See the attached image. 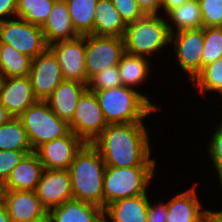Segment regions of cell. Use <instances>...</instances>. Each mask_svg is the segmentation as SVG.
<instances>
[{
    "instance_id": "cell-19",
    "label": "cell",
    "mask_w": 222,
    "mask_h": 222,
    "mask_svg": "<svg viewBox=\"0 0 222 222\" xmlns=\"http://www.w3.org/2000/svg\"><path fill=\"white\" fill-rule=\"evenodd\" d=\"M86 90V84L64 79L45 101L60 119L69 123L74 115L78 99Z\"/></svg>"
},
{
    "instance_id": "cell-39",
    "label": "cell",
    "mask_w": 222,
    "mask_h": 222,
    "mask_svg": "<svg viewBox=\"0 0 222 222\" xmlns=\"http://www.w3.org/2000/svg\"><path fill=\"white\" fill-rule=\"evenodd\" d=\"M145 14H159L162 0H135Z\"/></svg>"
},
{
    "instance_id": "cell-5",
    "label": "cell",
    "mask_w": 222,
    "mask_h": 222,
    "mask_svg": "<svg viewBox=\"0 0 222 222\" xmlns=\"http://www.w3.org/2000/svg\"><path fill=\"white\" fill-rule=\"evenodd\" d=\"M156 167H106L103 179V209L110 203L145 194L154 180Z\"/></svg>"
},
{
    "instance_id": "cell-10",
    "label": "cell",
    "mask_w": 222,
    "mask_h": 222,
    "mask_svg": "<svg viewBox=\"0 0 222 222\" xmlns=\"http://www.w3.org/2000/svg\"><path fill=\"white\" fill-rule=\"evenodd\" d=\"M178 67L187 74L192 82L202 71V51L204 46V28L182 30L170 34Z\"/></svg>"
},
{
    "instance_id": "cell-24",
    "label": "cell",
    "mask_w": 222,
    "mask_h": 222,
    "mask_svg": "<svg viewBox=\"0 0 222 222\" xmlns=\"http://www.w3.org/2000/svg\"><path fill=\"white\" fill-rule=\"evenodd\" d=\"M117 66L122 84L136 90L138 89L137 86H142L148 81L149 74H151L150 60L147 57L132 55L127 52L123 54Z\"/></svg>"
},
{
    "instance_id": "cell-37",
    "label": "cell",
    "mask_w": 222,
    "mask_h": 222,
    "mask_svg": "<svg viewBox=\"0 0 222 222\" xmlns=\"http://www.w3.org/2000/svg\"><path fill=\"white\" fill-rule=\"evenodd\" d=\"M158 203V204H157ZM156 204L149 202L147 222H166V217L168 214V208L165 201H161Z\"/></svg>"
},
{
    "instance_id": "cell-28",
    "label": "cell",
    "mask_w": 222,
    "mask_h": 222,
    "mask_svg": "<svg viewBox=\"0 0 222 222\" xmlns=\"http://www.w3.org/2000/svg\"><path fill=\"white\" fill-rule=\"evenodd\" d=\"M1 150L34 151L18 117H12L8 122L0 125Z\"/></svg>"
},
{
    "instance_id": "cell-26",
    "label": "cell",
    "mask_w": 222,
    "mask_h": 222,
    "mask_svg": "<svg viewBox=\"0 0 222 222\" xmlns=\"http://www.w3.org/2000/svg\"><path fill=\"white\" fill-rule=\"evenodd\" d=\"M75 31L80 36L94 35L95 8L98 0H64Z\"/></svg>"
},
{
    "instance_id": "cell-2",
    "label": "cell",
    "mask_w": 222,
    "mask_h": 222,
    "mask_svg": "<svg viewBox=\"0 0 222 222\" xmlns=\"http://www.w3.org/2000/svg\"><path fill=\"white\" fill-rule=\"evenodd\" d=\"M96 95L105 121L110 123L145 122L161 110L147 95L124 85L105 90H89Z\"/></svg>"
},
{
    "instance_id": "cell-15",
    "label": "cell",
    "mask_w": 222,
    "mask_h": 222,
    "mask_svg": "<svg viewBox=\"0 0 222 222\" xmlns=\"http://www.w3.org/2000/svg\"><path fill=\"white\" fill-rule=\"evenodd\" d=\"M36 101L29 76L2 78L0 102L13 117H19Z\"/></svg>"
},
{
    "instance_id": "cell-30",
    "label": "cell",
    "mask_w": 222,
    "mask_h": 222,
    "mask_svg": "<svg viewBox=\"0 0 222 222\" xmlns=\"http://www.w3.org/2000/svg\"><path fill=\"white\" fill-rule=\"evenodd\" d=\"M193 83V84H192ZM200 94L216 92L222 98V57L203 67L202 71L191 82Z\"/></svg>"
},
{
    "instance_id": "cell-1",
    "label": "cell",
    "mask_w": 222,
    "mask_h": 222,
    "mask_svg": "<svg viewBox=\"0 0 222 222\" xmlns=\"http://www.w3.org/2000/svg\"><path fill=\"white\" fill-rule=\"evenodd\" d=\"M145 122L110 123L92 142L106 167H156Z\"/></svg>"
},
{
    "instance_id": "cell-6",
    "label": "cell",
    "mask_w": 222,
    "mask_h": 222,
    "mask_svg": "<svg viewBox=\"0 0 222 222\" xmlns=\"http://www.w3.org/2000/svg\"><path fill=\"white\" fill-rule=\"evenodd\" d=\"M33 150L41 144L65 136L69 124L60 119L49 107L46 101L37 100L19 117Z\"/></svg>"
},
{
    "instance_id": "cell-8",
    "label": "cell",
    "mask_w": 222,
    "mask_h": 222,
    "mask_svg": "<svg viewBox=\"0 0 222 222\" xmlns=\"http://www.w3.org/2000/svg\"><path fill=\"white\" fill-rule=\"evenodd\" d=\"M69 129L85 143H92L107 127L99 101L94 94L86 90L78 99L77 106L68 123Z\"/></svg>"
},
{
    "instance_id": "cell-27",
    "label": "cell",
    "mask_w": 222,
    "mask_h": 222,
    "mask_svg": "<svg viewBox=\"0 0 222 222\" xmlns=\"http://www.w3.org/2000/svg\"><path fill=\"white\" fill-rule=\"evenodd\" d=\"M32 58L22 54L10 45L0 43L1 78L28 76Z\"/></svg>"
},
{
    "instance_id": "cell-25",
    "label": "cell",
    "mask_w": 222,
    "mask_h": 222,
    "mask_svg": "<svg viewBox=\"0 0 222 222\" xmlns=\"http://www.w3.org/2000/svg\"><path fill=\"white\" fill-rule=\"evenodd\" d=\"M169 32L203 28L200 3L190 0L181 6L170 10L166 16Z\"/></svg>"
},
{
    "instance_id": "cell-38",
    "label": "cell",
    "mask_w": 222,
    "mask_h": 222,
    "mask_svg": "<svg viewBox=\"0 0 222 222\" xmlns=\"http://www.w3.org/2000/svg\"><path fill=\"white\" fill-rule=\"evenodd\" d=\"M17 0H0V22L16 17Z\"/></svg>"
},
{
    "instance_id": "cell-41",
    "label": "cell",
    "mask_w": 222,
    "mask_h": 222,
    "mask_svg": "<svg viewBox=\"0 0 222 222\" xmlns=\"http://www.w3.org/2000/svg\"><path fill=\"white\" fill-rule=\"evenodd\" d=\"M190 0H162V5L160 9V14L163 15L164 11V16L172 9L181 6L183 3L188 2ZM162 11V12H161Z\"/></svg>"
},
{
    "instance_id": "cell-35",
    "label": "cell",
    "mask_w": 222,
    "mask_h": 222,
    "mask_svg": "<svg viewBox=\"0 0 222 222\" xmlns=\"http://www.w3.org/2000/svg\"><path fill=\"white\" fill-rule=\"evenodd\" d=\"M33 151L1 150L0 151V181L6 182L11 171Z\"/></svg>"
},
{
    "instance_id": "cell-14",
    "label": "cell",
    "mask_w": 222,
    "mask_h": 222,
    "mask_svg": "<svg viewBox=\"0 0 222 222\" xmlns=\"http://www.w3.org/2000/svg\"><path fill=\"white\" fill-rule=\"evenodd\" d=\"M35 192L47 212L73 199L69 170L44 169Z\"/></svg>"
},
{
    "instance_id": "cell-4",
    "label": "cell",
    "mask_w": 222,
    "mask_h": 222,
    "mask_svg": "<svg viewBox=\"0 0 222 222\" xmlns=\"http://www.w3.org/2000/svg\"><path fill=\"white\" fill-rule=\"evenodd\" d=\"M163 17L162 14H145L141 19L128 23L123 36L125 52L149 58L168 48L170 32Z\"/></svg>"
},
{
    "instance_id": "cell-29",
    "label": "cell",
    "mask_w": 222,
    "mask_h": 222,
    "mask_svg": "<svg viewBox=\"0 0 222 222\" xmlns=\"http://www.w3.org/2000/svg\"><path fill=\"white\" fill-rule=\"evenodd\" d=\"M56 0H17L16 17L42 27Z\"/></svg>"
},
{
    "instance_id": "cell-44",
    "label": "cell",
    "mask_w": 222,
    "mask_h": 222,
    "mask_svg": "<svg viewBox=\"0 0 222 222\" xmlns=\"http://www.w3.org/2000/svg\"><path fill=\"white\" fill-rule=\"evenodd\" d=\"M6 187L5 183L0 181V207L4 206Z\"/></svg>"
},
{
    "instance_id": "cell-23",
    "label": "cell",
    "mask_w": 222,
    "mask_h": 222,
    "mask_svg": "<svg viewBox=\"0 0 222 222\" xmlns=\"http://www.w3.org/2000/svg\"><path fill=\"white\" fill-rule=\"evenodd\" d=\"M127 23L115 9L111 0H98L95 8L94 35L123 38Z\"/></svg>"
},
{
    "instance_id": "cell-45",
    "label": "cell",
    "mask_w": 222,
    "mask_h": 222,
    "mask_svg": "<svg viewBox=\"0 0 222 222\" xmlns=\"http://www.w3.org/2000/svg\"><path fill=\"white\" fill-rule=\"evenodd\" d=\"M33 222H52L51 217L47 214L43 218L33 221Z\"/></svg>"
},
{
    "instance_id": "cell-7",
    "label": "cell",
    "mask_w": 222,
    "mask_h": 222,
    "mask_svg": "<svg viewBox=\"0 0 222 222\" xmlns=\"http://www.w3.org/2000/svg\"><path fill=\"white\" fill-rule=\"evenodd\" d=\"M0 43L32 59L48 48L42 28L18 17L0 22Z\"/></svg>"
},
{
    "instance_id": "cell-34",
    "label": "cell",
    "mask_w": 222,
    "mask_h": 222,
    "mask_svg": "<svg viewBox=\"0 0 222 222\" xmlns=\"http://www.w3.org/2000/svg\"><path fill=\"white\" fill-rule=\"evenodd\" d=\"M203 28L222 27V0H198Z\"/></svg>"
},
{
    "instance_id": "cell-12",
    "label": "cell",
    "mask_w": 222,
    "mask_h": 222,
    "mask_svg": "<svg viewBox=\"0 0 222 222\" xmlns=\"http://www.w3.org/2000/svg\"><path fill=\"white\" fill-rule=\"evenodd\" d=\"M28 76L35 98L41 101H45L64 80L57 58L49 48L32 59Z\"/></svg>"
},
{
    "instance_id": "cell-18",
    "label": "cell",
    "mask_w": 222,
    "mask_h": 222,
    "mask_svg": "<svg viewBox=\"0 0 222 222\" xmlns=\"http://www.w3.org/2000/svg\"><path fill=\"white\" fill-rule=\"evenodd\" d=\"M195 184L166 201L168 208L166 222H201L206 209L196 193L197 183Z\"/></svg>"
},
{
    "instance_id": "cell-21",
    "label": "cell",
    "mask_w": 222,
    "mask_h": 222,
    "mask_svg": "<svg viewBox=\"0 0 222 222\" xmlns=\"http://www.w3.org/2000/svg\"><path fill=\"white\" fill-rule=\"evenodd\" d=\"M48 215L52 222H104L103 208L76 199L50 209Z\"/></svg>"
},
{
    "instance_id": "cell-36",
    "label": "cell",
    "mask_w": 222,
    "mask_h": 222,
    "mask_svg": "<svg viewBox=\"0 0 222 222\" xmlns=\"http://www.w3.org/2000/svg\"><path fill=\"white\" fill-rule=\"evenodd\" d=\"M115 9L128 24L141 19L145 13L135 0H111Z\"/></svg>"
},
{
    "instance_id": "cell-43",
    "label": "cell",
    "mask_w": 222,
    "mask_h": 222,
    "mask_svg": "<svg viewBox=\"0 0 222 222\" xmlns=\"http://www.w3.org/2000/svg\"><path fill=\"white\" fill-rule=\"evenodd\" d=\"M0 222H11V218L5 206L0 207Z\"/></svg>"
},
{
    "instance_id": "cell-33",
    "label": "cell",
    "mask_w": 222,
    "mask_h": 222,
    "mask_svg": "<svg viewBox=\"0 0 222 222\" xmlns=\"http://www.w3.org/2000/svg\"><path fill=\"white\" fill-rule=\"evenodd\" d=\"M217 127V128H216ZM213 135L207 144L208 155L213 163L217 177L219 178L220 189H222V121L215 126Z\"/></svg>"
},
{
    "instance_id": "cell-32",
    "label": "cell",
    "mask_w": 222,
    "mask_h": 222,
    "mask_svg": "<svg viewBox=\"0 0 222 222\" xmlns=\"http://www.w3.org/2000/svg\"><path fill=\"white\" fill-rule=\"evenodd\" d=\"M121 85L118 66H112L93 75L88 81L87 90H105Z\"/></svg>"
},
{
    "instance_id": "cell-13",
    "label": "cell",
    "mask_w": 222,
    "mask_h": 222,
    "mask_svg": "<svg viewBox=\"0 0 222 222\" xmlns=\"http://www.w3.org/2000/svg\"><path fill=\"white\" fill-rule=\"evenodd\" d=\"M85 142L69 131L65 136L41 144L34 152L44 169H69L76 153Z\"/></svg>"
},
{
    "instance_id": "cell-16",
    "label": "cell",
    "mask_w": 222,
    "mask_h": 222,
    "mask_svg": "<svg viewBox=\"0 0 222 222\" xmlns=\"http://www.w3.org/2000/svg\"><path fill=\"white\" fill-rule=\"evenodd\" d=\"M4 206L11 222H33L48 214L35 191H6Z\"/></svg>"
},
{
    "instance_id": "cell-17",
    "label": "cell",
    "mask_w": 222,
    "mask_h": 222,
    "mask_svg": "<svg viewBox=\"0 0 222 222\" xmlns=\"http://www.w3.org/2000/svg\"><path fill=\"white\" fill-rule=\"evenodd\" d=\"M147 194L148 192L110 203L103 209L104 222H147L150 202Z\"/></svg>"
},
{
    "instance_id": "cell-20",
    "label": "cell",
    "mask_w": 222,
    "mask_h": 222,
    "mask_svg": "<svg viewBox=\"0 0 222 222\" xmlns=\"http://www.w3.org/2000/svg\"><path fill=\"white\" fill-rule=\"evenodd\" d=\"M47 45L80 36L74 29L64 0H56L47 21L41 27Z\"/></svg>"
},
{
    "instance_id": "cell-3",
    "label": "cell",
    "mask_w": 222,
    "mask_h": 222,
    "mask_svg": "<svg viewBox=\"0 0 222 222\" xmlns=\"http://www.w3.org/2000/svg\"><path fill=\"white\" fill-rule=\"evenodd\" d=\"M73 199L103 208V179L106 165L99 150L85 143L69 166Z\"/></svg>"
},
{
    "instance_id": "cell-42",
    "label": "cell",
    "mask_w": 222,
    "mask_h": 222,
    "mask_svg": "<svg viewBox=\"0 0 222 222\" xmlns=\"http://www.w3.org/2000/svg\"><path fill=\"white\" fill-rule=\"evenodd\" d=\"M13 116L8 112L6 107L0 102V125L8 122Z\"/></svg>"
},
{
    "instance_id": "cell-40",
    "label": "cell",
    "mask_w": 222,
    "mask_h": 222,
    "mask_svg": "<svg viewBox=\"0 0 222 222\" xmlns=\"http://www.w3.org/2000/svg\"><path fill=\"white\" fill-rule=\"evenodd\" d=\"M201 222H222V210H210L206 209L203 213Z\"/></svg>"
},
{
    "instance_id": "cell-31",
    "label": "cell",
    "mask_w": 222,
    "mask_h": 222,
    "mask_svg": "<svg viewBox=\"0 0 222 222\" xmlns=\"http://www.w3.org/2000/svg\"><path fill=\"white\" fill-rule=\"evenodd\" d=\"M222 57V27L204 28L202 69Z\"/></svg>"
},
{
    "instance_id": "cell-9",
    "label": "cell",
    "mask_w": 222,
    "mask_h": 222,
    "mask_svg": "<svg viewBox=\"0 0 222 222\" xmlns=\"http://www.w3.org/2000/svg\"><path fill=\"white\" fill-rule=\"evenodd\" d=\"M125 53L124 40L118 36L86 35L85 69L87 79L107 67L117 66Z\"/></svg>"
},
{
    "instance_id": "cell-11",
    "label": "cell",
    "mask_w": 222,
    "mask_h": 222,
    "mask_svg": "<svg viewBox=\"0 0 222 222\" xmlns=\"http://www.w3.org/2000/svg\"><path fill=\"white\" fill-rule=\"evenodd\" d=\"M56 56L63 79L88 84L85 69L86 35L48 45Z\"/></svg>"
},
{
    "instance_id": "cell-22",
    "label": "cell",
    "mask_w": 222,
    "mask_h": 222,
    "mask_svg": "<svg viewBox=\"0 0 222 222\" xmlns=\"http://www.w3.org/2000/svg\"><path fill=\"white\" fill-rule=\"evenodd\" d=\"M44 168L37 154L33 151L11 171L5 182L6 191H35Z\"/></svg>"
}]
</instances>
